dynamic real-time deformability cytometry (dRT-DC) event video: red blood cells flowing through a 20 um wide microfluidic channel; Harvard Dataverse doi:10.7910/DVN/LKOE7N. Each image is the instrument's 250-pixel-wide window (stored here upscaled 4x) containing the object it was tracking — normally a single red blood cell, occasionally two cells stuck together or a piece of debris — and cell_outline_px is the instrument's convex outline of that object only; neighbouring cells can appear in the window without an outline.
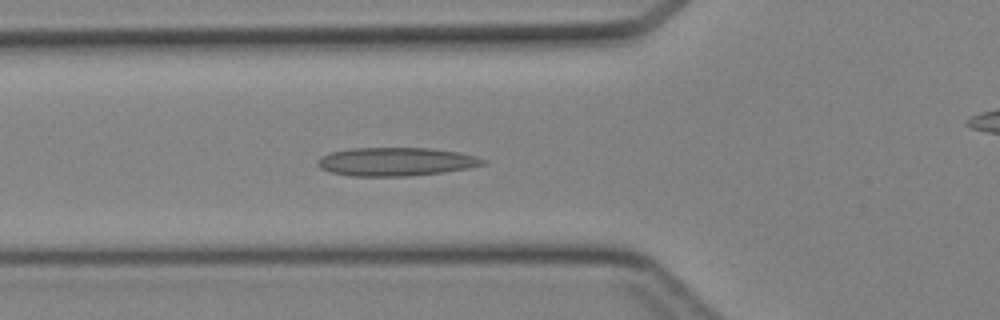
{"species": "Egyptian fruit bat (a non-hibernating species)", "species_latin": "Rousettus aegyptiacus", "temperature_condition": "cold", "stored_images_in_passage": 36, "camera_frame_rate_fps": 3000, "um_per_image_px": 0.085, "animal": {"sex": "female"}, "frame": {"image": 1, "passage_image": 11, "time_ms": 3.333, "image_size_px": [1000, 320], "cell_outline_px": [[488, 160], [484, 164], [468, 168], [444, 172], [408, 176], [352, 176], [328, 172], [320, 168], [316, 164], [316, 160], [320, 156], [332, 152], [352, 148], [432, 148], [460, 152], [476, 156]], "centroid_in_image_um": [33.64, 13.74], "position_along_channel_um": 92.2, "area_um2": 27.63}}
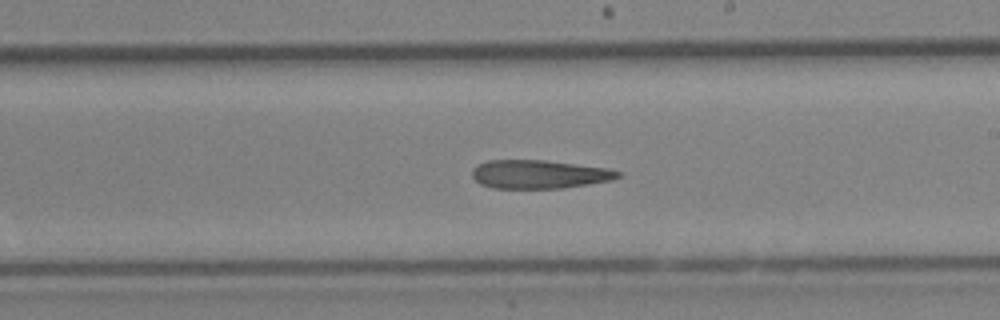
{"frame": {"image": 2, "passage_image": 21, "time_ms": 6.667, "image_size_px": [1000, 320], "cell_outline_px": [[624, 172], [620, 176], [612, 180], [588, 184], [560, 188], [492, 188], [480, 184], [472, 176], [472, 172], [476, 164], [488, 160], [544, 160], [608, 168]], "centroid_in_image_um": [45.83, 14.81], "position_along_channel_um": 243.2, "area_um2": 24.28}}
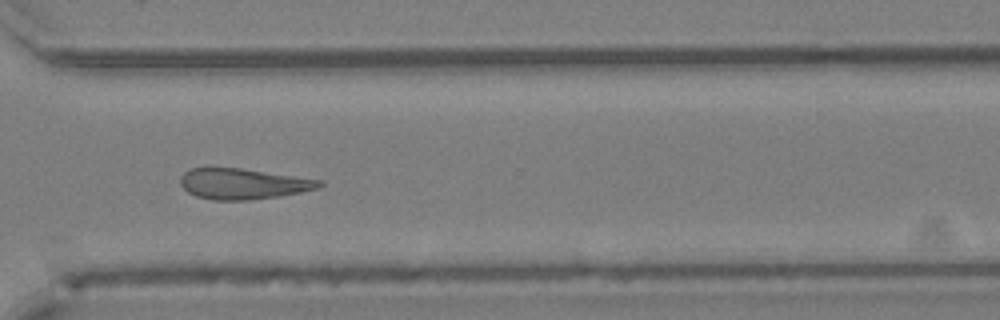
{"frame": {"image": 3, "passage_image": 28, "time_ms": 9.0, "image_size_px": [1000, 320], "cell_outline_px": [[324, 184], [316, 188], [300, 192], [280, 196], [248, 200], [212, 200], [196, 196], [188, 192], [180, 184], [180, 176], [184, 172], [192, 168], [240, 168], [324, 180]], "centroid_in_image_um": [20.66, 15.62], "position_along_channel_um": 349.9, "area_um2": 24.8}}